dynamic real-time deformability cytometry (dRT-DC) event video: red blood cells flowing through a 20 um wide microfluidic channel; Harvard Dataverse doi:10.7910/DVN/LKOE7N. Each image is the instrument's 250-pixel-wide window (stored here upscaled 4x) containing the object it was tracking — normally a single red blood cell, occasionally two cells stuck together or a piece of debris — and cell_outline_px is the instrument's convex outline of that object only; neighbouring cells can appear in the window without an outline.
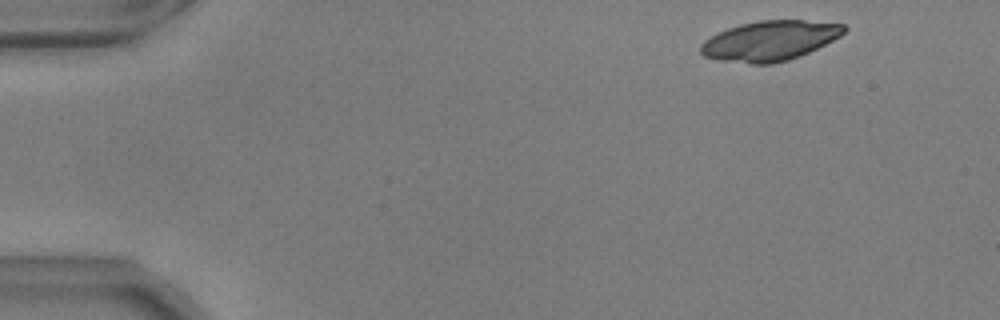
{"species": "common noctule bat (a hibernating species)", "species_latin": "Nyctalus noctula", "temperature_condition": "warm", "stored_images_in_passage": 6, "camera_frame_rate_fps": 3000, "um_per_image_px": 0.085, "animal": {"sex": "male", "body_mass_g": 17.9, "forearm_length_mm": 54.2}, "frame": {"image": 1, "passage_image": 2, "time_ms": 0.333, "image_size_px": [1000, 320], "cell_outline_px": [[848, 28], [840, 36], [800, 56], [788, 60], [772, 64], [748, 64], [716, 60], [704, 56], [700, 52], [700, 44], [704, 40], [728, 28], [740, 24], [760, 20], [804, 20], [844, 24]], "centroid_in_image_um": [65.41, 3.47], "position_along_channel_um": 19.6, "area_um2": 33.35}}